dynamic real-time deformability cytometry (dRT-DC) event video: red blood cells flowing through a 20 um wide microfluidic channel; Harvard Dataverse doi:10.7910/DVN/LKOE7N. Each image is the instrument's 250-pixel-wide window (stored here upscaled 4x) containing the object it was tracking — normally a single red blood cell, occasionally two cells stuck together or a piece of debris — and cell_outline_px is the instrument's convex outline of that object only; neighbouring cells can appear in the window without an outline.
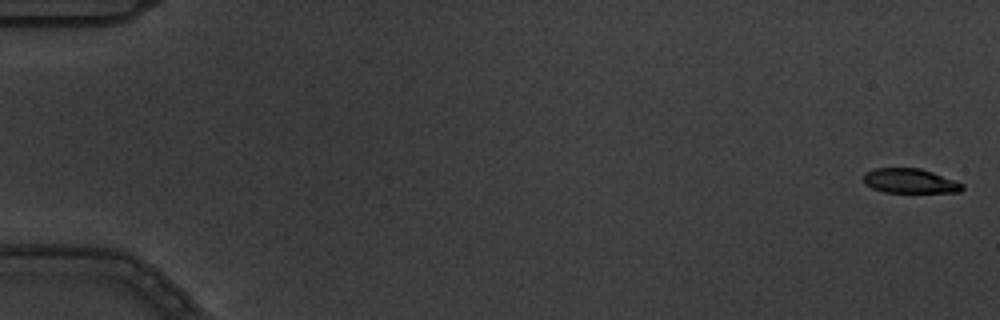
{"species": "common noctule bat (a hibernating species)", "species_latin": "Nyctalus noctula", "temperature_condition": "warm", "stored_images_in_passage": 5, "camera_frame_rate_fps": 3000, "um_per_image_px": 0.085, "animal": {"sex": "male", "body_mass_g": 19.5, "forearm_length_mm": 54.6}, "frame": {"image": 1, "passage_image": 1, "time_ms": 0.0, "image_size_px": [1000, 320], "cell_outline_px": [[964, 188], [960, 192], [884, 192], [872, 188], [864, 180], [864, 172], [876, 168], [920, 168], [956, 180], [964, 184]], "centroid_in_image_um": [77.38, 15.37], "position_along_channel_um": 7.6, "area_um2": 14.1}}
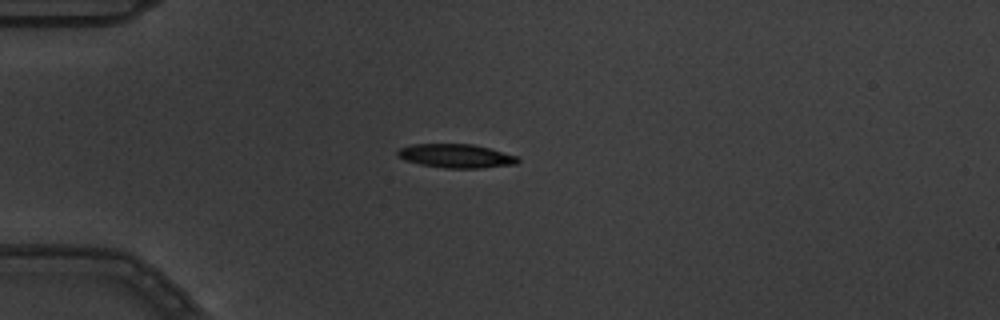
{"frame": {"image": 2, "passage_image": 5, "time_ms": 1.333, "image_size_px": [1000, 320], "cell_outline_px": [[520, 160], [516, 164], [480, 168], [444, 168], [420, 164], [404, 160], [396, 152], [400, 148], [412, 144], [472, 144], [488, 148], [516, 156]], "centroid_in_image_um": [38.74, 13.26], "position_along_channel_um": 46.3, "area_um2": 16.47}}